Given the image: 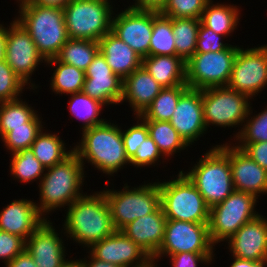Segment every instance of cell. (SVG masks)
Here are the masks:
<instances>
[{"mask_svg": "<svg viewBox=\"0 0 267 267\" xmlns=\"http://www.w3.org/2000/svg\"><path fill=\"white\" fill-rule=\"evenodd\" d=\"M67 208L64 233L87 248L116 231L103 191L83 194Z\"/></svg>", "mask_w": 267, "mask_h": 267, "instance_id": "obj_1", "label": "cell"}, {"mask_svg": "<svg viewBox=\"0 0 267 267\" xmlns=\"http://www.w3.org/2000/svg\"><path fill=\"white\" fill-rule=\"evenodd\" d=\"M20 2L17 21L30 34L45 60L55 58L69 39L63 9L41 6L31 0Z\"/></svg>", "mask_w": 267, "mask_h": 267, "instance_id": "obj_2", "label": "cell"}, {"mask_svg": "<svg viewBox=\"0 0 267 267\" xmlns=\"http://www.w3.org/2000/svg\"><path fill=\"white\" fill-rule=\"evenodd\" d=\"M82 139L73 151L80 161L90 162L108 175L117 173L124 165L130 164L126 156L121 128L114 123H105L82 131Z\"/></svg>", "mask_w": 267, "mask_h": 267, "instance_id": "obj_3", "label": "cell"}, {"mask_svg": "<svg viewBox=\"0 0 267 267\" xmlns=\"http://www.w3.org/2000/svg\"><path fill=\"white\" fill-rule=\"evenodd\" d=\"M83 163L73 151L67 158L56 165L46 168L39 181L40 205L38 211L45 217L55 208L70 206L83 195L84 169ZM45 213V214H44Z\"/></svg>", "mask_w": 267, "mask_h": 267, "instance_id": "obj_4", "label": "cell"}, {"mask_svg": "<svg viewBox=\"0 0 267 267\" xmlns=\"http://www.w3.org/2000/svg\"><path fill=\"white\" fill-rule=\"evenodd\" d=\"M184 174L195 185L210 208L224 201L235 190L229 157L217 145Z\"/></svg>", "mask_w": 267, "mask_h": 267, "instance_id": "obj_5", "label": "cell"}, {"mask_svg": "<svg viewBox=\"0 0 267 267\" xmlns=\"http://www.w3.org/2000/svg\"><path fill=\"white\" fill-rule=\"evenodd\" d=\"M176 179L158 182L160 206L167 219L195 223H208L210 207L195 185L183 173Z\"/></svg>", "mask_w": 267, "mask_h": 267, "instance_id": "obj_6", "label": "cell"}, {"mask_svg": "<svg viewBox=\"0 0 267 267\" xmlns=\"http://www.w3.org/2000/svg\"><path fill=\"white\" fill-rule=\"evenodd\" d=\"M109 0H70L63 8L69 38L99 41L111 31Z\"/></svg>", "mask_w": 267, "mask_h": 267, "instance_id": "obj_7", "label": "cell"}, {"mask_svg": "<svg viewBox=\"0 0 267 267\" xmlns=\"http://www.w3.org/2000/svg\"><path fill=\"white\" fill-rule=\"evenodd\" d=\"M121 191L104 190L115 230L144 215L155 212L160 207L159 183L154 182L129 189L125 184Z\"/></svg>", "mask_w": 267, "mask_h": 267, "instance_id": "obj_8", "label": "cell"}, {"mask_svg": "<svg viewBox=\"0 0 267 267\" xmlns=\"http://www.w3.org/2000/svg\"><path fill=\"white\" fill-rule=\"evenodd\" d=\"M255 195L234 190L224 201L212 206L209 213V236L212 244L228 241L244 224L256 218Z\"/></svg>", "mask_w": 267, "mask_h": 267, "instance_id": "obj_9", "label": "cell"}, {"mask_svg": "<svg viewBox=\"0 0 267 267\" xmlns=\"http://www.w3.org/2000/svg\"><path fill=\"white\" fill-rule=\"evenodd\" d=\"M238 50L230 45L223 51L194 53L186 62L187 86L199 90L227 86Z\"/></svg>", "mask_w": 267, "mask_h": 267, "instance_id": "obj_10", "label": "cell"}, {"mask_svg": "<svg viewBox=\"0 0 267 267\" xmlns=\"http://www.w3.org/2000/svg\"><path fill=\"white\" fill-rule=\"evenodd\" d=\"M248 98L228 86L203 89V119L206 128L211 124L226 128L245 123L251 109Z\"/></svg>", "mask_w": 267, "mask_h": 267, "instance_id": "obj_11", "label": "cell"}, {"mask_svg": "<svg viewBox=\"0 0 267 267\" xmlns=\"http://www.w3.org/2000/svg\"><path fill=\"white\" fill-rule=\"evenodd\" d=\"M208 223H195L167 219L164 239L158 252L152 257L156 263L162 256L177 253H213ZM156 260V261H155Z\"/></svg>", "mask_w": 267, "mask_h": 267, "instance_id": "obj_12", "label": "cell"}, {"mask_svg": "<svg viewBox=\"0 0 267 267\" xmlns=\"http://www.w3.org/2000/svg\"><path fill=\"white\" fill-rule=\"evenodd\" d=\"M227 86L249 99L267 86V45L245 50L239 47Z\"/></svg>", "mask_w": 267, "mask_h": 267, "instance_id": "obj_13", "label": "cell"}, {"mask_svg": "<svg viewBox=\"0 0 267 267\" xmlns=\"http://www.w3.org/2000/svg\"><path fill=\"white\" fill-rule=\"evenodd\" d=\"M10 26L6 28L5 61L13 72L28 85L38 64L46 60L38 52L30 34L16 19L10 23Z\"/></svg>", "mask_w": 267, "mask_h": 267, "instance_id": "obj_14", "label": "cell"}, {"mask_svg": "<svg viewBox=\"0 0 267 267\" xmlns=\"http://www.w3.org/2000/svg\"><path fill=\"white\" fill-rule=\"evenodd\" d=\"M153 10L126 8L112 18L111 32L127 43L141 58L149 56Z\"/></svg>", "mask_w": 267, "mask_h": 267, "instance_id": "obj_15", "label": "cell"}, {"mask_svg": "<svg viewBox=\"0 0 267 267\" xmlns=\"http://www.w3.org/2000/svg\"><path fill=\"white\" fill-rule=\"evenodd\" d=\"M89 248L94 258L120 267H149L153 263L146 251L121 230H116Z\"/></svg>", "mask_w": 267, "mask_h": 267, "instance_id": "obj_16", "label": "cell"}, {"mask_svg": "<svg viewBox=\"0 0 267 267\" xmlns=\"http://www.w3.org/2000/svg\"><path fill=\"white\" fill-rule=\"evenodd\" d=\"M82 92L104 105L119 104L123 95V80L115 75L99 51L85 70Z\"/></svg>", "mask_w": 267, "mask_h": 267, "instance_id": "obj_17", "label": "cell"}, {"mask_svg": "<svg viewBox=\"0 0 267 267\" xmlns=\"http://www.w3.org/2000/svg\"><path fill=\"white\" fill-rule=\"evenodd\" d=\"M217 145L228 157L233 186L236 191L258 194L267 193V171L251 159L243 150L232 144Z\"/></svg>", "mask_w": 267, "mask_h": 267, "instance_id": "obj_18", "label": "cell"}, {"mask_svg": "<svg viewBox=\"0 0 267 267\" xmlns=\"http://www.w3.org/2000/svg\"><path fill=\"white\" fill-rule=\"evenodd\" d=\"M190 146L207 130L203 119L202 90L187 88L181 95L169 121Z\"/></svg>", "mask_w": 267, "mask_h": 267, "instance_id": "obj_19", "label": "cell"}, {"mask_svg": "<svg viewBox=\"0 0 267 267\" xmlns=\"http://www.w3.org/2000/svg\"><path fill=\"white\" fill-rule=\"evenodd\" d=\"M232 256L245 260L267 259V218L260 214L244 224L229 240Z\"/></svg>", "mask_w": 267, "mask_h": 267, "instance_id": "obj_20", "label": "cell"}, {"mask_svg": "<svg viewBox=\"0 0 267 267\" xmlns=\"http://www.w3.org/2000/svg\"><path fill=\"white\" fill-rule=\"evenodd\" d=\"M49 220L25 241L26 251L33 257L37 267H62L65 260L63 240Z\"/></svg>", "mask_w": 267, "mask_h": 267, "instance_id": "obj_21", "label": "cell"}, {"mask_svg": "<svg viewBox=\"0 0 267 267\" xmlns=\"http://www.w3.org/2000/svg\"><path fill=\"white\" fill-rule=\"evenodd\" d=\"M46 219L35 202L22 198L14 200L0 212V230L26 241Z\"/></svg>", "mask_w": 267, "mask_h": 267, "instance_id": "obj_22", "label": "cell"}, {"mask_svg": "<svg viewBox=\"0 0 267 267\" xmlns=\"http://www.w3.org/2000/svg\"><path fill=\"white\" fill-rule=\"evenodd\" d=\"M166 221L160 206L155 212L130 222L121 231L152 258L163 242Z\"/></svg>", "mask_w": 267, "mask_h": 267, "instance_id": "obj_23", "label": "cell"}, {"mask_svg": "<svg viewBox=\"0 0 267 267\" xmlns=\"http://www.w3.org/2000/svg\"><path fill=\"white\" fill-rule=\"evenodd\" d=\"M163 87L143 66L134 70L123 80V95L120 103L129 102L136 116L141 115L153 102ZM125 100V101H124Z\"/></svg>", "mask_w": 267, "mask_h": 267, "instance_id": "obj_24", "label": "cell"}, {"mask_svg": "<svg viewBox=\"0 0 267 267\" xmlns=\"http://www.w3.org/2000/svg\"><path fill=\"white\" fill-rule=\"evenodd\" d=\"M99 51L115 75L122 80L142 66V58L111 31L99 41Z\"/></svg>", "mask_w": 267, "mask_h": 267, "instance_id": "obj_25", "label": "cell"}, {"mask_svg": "<svg viewBox=\"0 0 267 267\" xmlns=\"http://www.w3.org/2000/svg\"><path fill=\"white\" fill-rule=\"evenodd\" d=\"M142 66L163 87L186 84V62L179 56L149 55L142 58Z\"/></svg>", "mask_w": 267, "mask_h": 267, "instance_id": "obj_26", "label": "cell"}, {"mask_svg": "<svg viewBox=\"0 0 267 267\" xmlns=\"http://www.w3.org/2000/svg\"><path fill=\"white\" fill-rule=\"evenodd\" d=\"M212 2V0L207 2L200 18L201 23L217 34L226 37L236 29L240 11L233 5L213 4Z\"/></svg>", "mask_w": 267, "mask_h": 267, "instance_id": "obj_27", "label": "cell"}, {"mask_svg": "<svg viewBox=\"0 0 267 267\" xmlns=\"http://www.w3.org/2000/svg\"><path fill=\"white\" fill-rule=\"evenodd\" d=\"M30 148L45 168L62 162L73 152V149L66 151L65 143L57 134L43 131L37 135Z\"/></svg>", "mask_w": 267, "mask_h": 267, "instance_id": "obj_28", "label": "cell"}, {"mask_svg": "<svg viewBox=\"0 0 267 267\" xmlns=\"http://www.w3.org/2000/svg\"><path fill=\"white\" fill-rule=\"evenodd\" d=\"M98 52V41L69 38L55 58L85 71Z\"/></svg>", "mask_w": 267, "mask_h": 267, "instance_id": "obj_29", "label": "cell"}, {"mask_svg": "<svg viewBox=\"0 0 267 267\" xmlns=\"http://www.w3.org/2000/svg\"><path fill=\"white\" fill-rule=\"evenodd\" d=\"M201 20L194 18H172V32L176 56L187 62L196 52V42Z\"/></svg>", "mask_w": 267, "mask_h": 267, "instance_id": "obj_30", "label": "cell"}, {"mask_svg": "<svg viewBox=\"0 0 267 267\" xmlns=\"http://www.w3.org/2000/svg\"><path fill=\"white\" fill-rule=\"evenodd\" d=\"M188 88L187 85H177L163 88L153 102L138 117L142 120L170 121L176 110L180 95Z\"/></svg>", "mask_w": 267, "mask_h": 267, "instance_id": "obj_31", "label": "cell"}, {"mask_svg": "<svg viewBox=\"0 0 267 267\" xmlns=\"http://www.w3.org/2000/svg\"><path fill=\"white\" fill-rule=\"evenodd\" d=\"M50 65H57L51 78V89L54 93L72 94L82 92L85 82V71L75 66L58 61L56 58L46 60Z\"/></svg>", "mask_w": 267, "mask_h": 267, "instance_id": "obj_32", "label": "cell"}, {"mask_svg": "<svg viewBox=\"0 0 267 267\" xmlns=\"http://www.w3.org/2000/svg\"><path fill=\"white\" fill-rule=\"evenodd\" d=\"M148 126V133L158 146L163 156L174 155L189 145L177 133L168 121L143 120ZM177 151V152H176Z\"/></svg>", "mask_w": 267, "mask_h": 267, "instance_id": "obj_33", "label": "cell"}, {"mask_svg": "<svg viewBox=\"0 0 267 267\" xmlns=\"http://www.w3.org/2000/svg\"><path fill=\"white\" fill-rule=\"evenodd\" d=\"M172 32V18L153 10V30L150 39L149 55H176Z\"/></svg>", "mask_w": 267, "mask_h": 267, "instance_id": "obj_34", "label": "cell"}, {"mask_svg": "<svg viewBox=\"0 0 267 267\" xmlns=\"http://www.w3.org/2000/svg\"><path fill=\"white\" fill-rule=\"evenodd\" d=\"M70 96L72 97L69 102V110L77 119L83 121L82 131L106 122L105 119L99 117L102 106H104L103 103L92 99L83 92L72 93Z\"/></svg>", "mask_w": 267, "mask_h": 267, "instance_id": "obj_35", "label": "cell"}, {"mask_svg": "<svg viewBox=\"0 0 267 267\" xmlns=\"http://www.w3.org/2000/svg\"><path fill=\"white\" fill-rule=\"evenodd\" d=\"M37 112L20 98L14 101L0 102V137L11 131V127L25 126Z\"/></svg>", "mask_w": 267, "mask_h": 267, "instance_id": "obj_36", "label": "cell"}, {"mask_svg": "<svg viewBox=\"0 0 267 267\" xmlns=\"http://www.w3.org/2000/svg\"><path fill=\"white\" fill-rule=\"evenodd\" d=\"M45 169L35 157L31 148L12 153L10 172L20 182L29 183L33 180L35 181V179L41 180Z\"/></svg>", "mask_w": 267, "mask_h": 267, "instance_id": "obj_37", "label": "cell"}, {"mask_svg": "<svg viewBox=\"0 0 267 267\" xmlns=\"http://www.w3.org/2000/svg\"><path fill=\"white\" fill-rule=\"evenodd\" d=\"M42 130L43 125L36 114L25 126L11 127V131L1 140L11 153H15L30 148Z\"/></svg>", "mask_w": 267, "mask_h": 267, "instance_id": "obj_38", "label": "cell"}, {"mask_svg": "<svg viewBox=\"0 0 267 267\" xmlns=\"http://www.w3.org/2000/svg\"><path fill=\"white\" fill-rule=\"evenodd\" d=\"M252 110L249 109L245 124L235 135L239 144H250L255 142H267V108L259 114L250 116ZM250 116V118H248Z\"/></svg>", "mask_w": 267, "mask_h": 267, "instance_id": "obj_39", "label": "cell"}, {"mask_svg": "<svg viewBox=\"0 0 267 267\" xmlns=\"http://www.w3.org/2000/svg\"><path fill=\"white\" fill-rule=\"evenodd\" d=\"M209 0H167L159 11L170 18L200 19Z\"/></svg>", "mask_w": 267, "mask_h": 267, "instance_id": "obj_40", "label": "cell"}, {"mask_svg": "<svg viewBox=\"0 0 267 267\" xmlns=\"http://www.w3.org/2000/svg\"><path fill=\"white\" fill-rule=\"evenodd\" d=\"M25 85L5 60L0 61V102L19 99Z\"/></svg>", "mask_w": 267, "mask_h": 267, "instance_id": "obj_41", "label": "cell"}, {"mask_svg": "<svg viewBox=\"0 0 267 267\" xmlns=\"http://www.w3.org/2000/svg\"><path fill=\"white\" fill-rule=\"evenodd\" d=\"M135 118H137V120L139 119L138 122H140H137L136 125L131 126L127 130L122 131L121 129L125 152L128 159L135 154L141 143H143L149 136L146 123L138 116Z\"/></svg>", "mask_w": 267, "mask_h": 267, "instance_id": "obj_42", "label": "cell"}, {"mask_svg": "<svg viewBox=\"0 0 267 267\" xmlns=\"http://www.w3.org/2000/svg\"><path fill=\"white\" fill-rule=\"evenodd\" d=\"M222 37L224 36L217 34L213 30L205 27L202 23H200L195 53L223 51L224 49L229 47L230 44L223 43V41L221 40Z\"/></svg>", "mask_w": 267, "mask_h": 267, "instance_id": "obj_43", "label": "cell"}, {"mask_svg": "<svg viewBox=\"0 0 267 267\" xmlns=\"http://www.w3.org/2000/svg\"><path fill=\"white\" fill-rule=\"evenodd\" d=\"M160 156L163 155L161 154L158 146L155 144L152 138L148 136L129 160L130 163L135 167H145L155 164L157 160L159 162Z\"/></svg>", "mask_w": 267, "mask_h": 267, "instance_id": "obj_44", "label": "cell"}, {"mask_svg": "<svg viewBox=\"0 0 267 267\" xmlns=\"http://www.w3.org/2000/svg\"><path fill=\"white\" fill-rule=\"evenodd\" d=\"M25 249V240L18 235L0 230V259L7 264Z\"/></svg>", "mask_w": 267, "mask_h": 267, "instance_id": "obj_45", "label": "cell"}, {"mask_svg": "<svg viewBox=\"0 0 267 267\" xmlns=\"http://www.w3.org/2000/svg\"><path fill=\"white\" fill-rule=\"evenodd\" d=\"M172 267H197L198 263H211L213 253L183 252L170 255Z\"/></svg>", "mask_w": 267, "mask_h": 267, "instance_id": "obj_46", "label": "cell"}, {"mask_svg": "<svg viewBox=\"0 0 267 267\" xmlns=\"http://www.w3.org/2000/svg\"><path fill=\"white\" fill-rule=\"evenodd\" d=\"M236 147L243 150L251 159L267 171V142L238 144Z\"/></svg>", "mask_w": 267, "mask_h": 267, "instance_id": "obj_47", "label": "cell"}, {"mask_svg": "<svg viewBox=\"0 0 267 267\" xmlns=\"http://www.w3.org/2000/svg\"><path fill=\"white\" fill-rule=\"evenodd\" d=\"M5 265L6 267H37L33 257L26 251V249Z\"/></svg>", "mask_w": 267, "mask_h": 267, "instance_id": "obj_48", "label": "cell"}, {"mask_svg": "<svg viewBox=\"0 0 267 267\" xmlns=\"http://www.w3.org/2000/svg\"><path fill=\"white\" fill-rule=\"evenodd\" d=\"M167 0H135V4L128 6L133 9H145L160 11Z\"/></svg>", "mask_w": 267, "mask_h": 267, "instance_id": "obj_49", "label": "cell"}, {"mask_svg": "<svg viewBox=\"0 0 267 267\" xmlns=\"http://www.w3.org/2000/svg\"><path fill=\"white\" fill-rule=\"evenodd\" d=\"M33 3L41 6H49V7H56L63 9L64 6L70 1V0H31Z\"/></svg>", "mask_w": 267, "mask_h": 267, "instance_id": "obj_50", "label": "cell"}, {"mask_svg": "<svg viewBox=\"0 0 267 267\" xmlns=\"http://www.w3.org/2000/svg\"><path fill=\"white\" fill-rule=\"evenodd\" d=\"M90 261L89 260H83L85 263V267H120L115 264H111L105 261L98 260L94 258L92 255L90 256Z\"/></svg>", "mask_w": 267, "mask_h": 267, "instance_id": "obj_51", "label": "cell"}, {"mask_svg": "<svg viewBox=\"0 0 267 267\" xmlns=\"http://www.w3.org/2000/svg\"><path fill=\"white\" fill-rule=\"evenodd\" d=\"M6 28L0 24V61L5 60Z\"/></svg>", "mask_w": 267, "mask_h": 267, "instance_id": "obj_52", "label": "cell"}, {"mask_svg": "<svg viewBox=\"0 0 267 267\" xmlns=\"http://www.w3.org/2000/svg\"><path fill=\"white\" fill-rule=\"evenodd\" d=\"M62 267H85V263L82 259L80 260H66Z\"/></svg>", "mask_w": 267, "mask_h": 267, "instance_id": "obj_53", "label": "cell"}, {"mask_svg": "<svg viewBox=\"0 0 267 267\" xmlns=\"http://www.w3.org/2000/svg\"><path fill=\"white\" fill-rule=\"evenodd\" d=\"M230 267H250V260L234 257V262L231 263Z\"/></svg>", "mask_w": 267, "mask_h": 267, "instance_id": "obj_54", "label": "cell"}, {"mask_svg": "<svg viewBox=\"0 0 267 267\" xmlns=\"http://www.w3.org/2000/svg\"><path fill=\"white\" fill-rule=\"evenodd\" d=\"M267 259L261 261H252L250 260V267H266Z\"/></svg>", "mask_w": 267, "mask_h": 267, "instance_id": "obj_55", "label": "cell"}, {"mask_svg": "<svg viewBox=\"0 0 267 267\" xmlns=\"http://www.w3.org/2000/svg\"><path fill=\"white\" fill-rule=\"evenodd\" d=\"M149 267H157V264L152 263Z\"/></svg>", "mask_w": 267, "mask_h": 267, "instance_id": "obj_56", "label": "cell"}]
</instances>
